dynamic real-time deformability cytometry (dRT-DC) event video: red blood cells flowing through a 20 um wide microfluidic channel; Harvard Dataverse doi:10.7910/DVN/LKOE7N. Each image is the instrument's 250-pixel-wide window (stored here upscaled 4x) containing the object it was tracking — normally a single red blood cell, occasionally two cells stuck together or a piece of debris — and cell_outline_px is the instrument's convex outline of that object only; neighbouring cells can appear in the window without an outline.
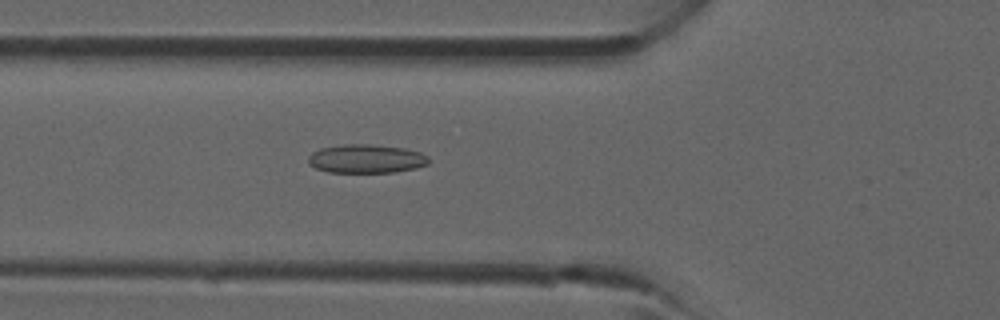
{"species": "common noctule bat (a hibernating species)", "species_latin": "Nyctalus noctula", "temperature_condition": "room temperature", "stored_images_in_passage": 34, "camera_frame_rate_fps": 3000, "um_per_image_px": 0.085, "animal": {"sex": "male", "forearm_length_mm": 52.5}, "frame": {"image": 1, "passage_image": 8, "time_ms": 2.333, "image_size_px": [1000, 320], "cell_outline_px": [[428, 164], [416, 168], [396, 172], [328, 172], [316, 168], [308, 164], [308, 156], [312, 152], [320, 148], [344, 144], [368, 144], [404, 148], [420, 152], [428, 156]], "centroid_in_image_um": [31.11, 13.49], "position_along_channel_um": 94.7, "area_um2": 20.17}}
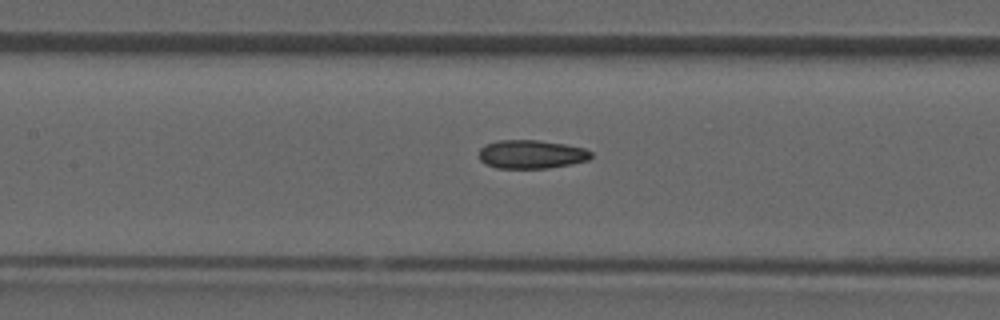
{"frame": {"image": 2, "passage_image": 12, "time_ms": 3.667, "image_size_px": [1000, 320], "cell_outline_px": [[592, 156], [588, 160], [572, 164], [548, 168], [496, 168], [484, 164], [476, 156], [480, 148], [484, 144], [496, 140], [540, 140], [564, 144], [584, 148], [592, 152]], "centroid_in_image_um": [45.1, 13.11], "position_along_channel_um": 162.3, "area_um2": 19.02}}
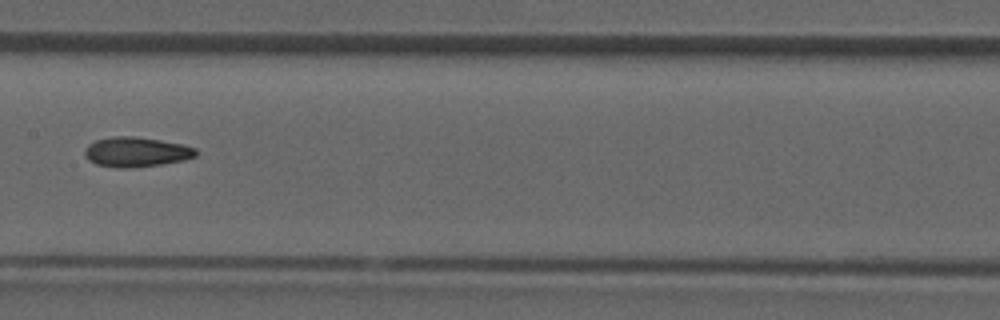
{"frame": {"image": 3, "passage_image": 14, "time_ms": 4.333, "image_size_px": [1000, 320], "cell_outline_px": [[196, 156], [184, 160], [160, 164], [132, 168], [116, 168], [96, 164], [88, 160], [84, 156], [84, 148], [88, 144], [96, 140], [112, 136], [132, 136], [160, 140], [184, 144], [196, 148]], "centroid_in_image_um": [11.55, 12.92], "position_along_channel_um": 195.9, "area_um2": 19.48}}